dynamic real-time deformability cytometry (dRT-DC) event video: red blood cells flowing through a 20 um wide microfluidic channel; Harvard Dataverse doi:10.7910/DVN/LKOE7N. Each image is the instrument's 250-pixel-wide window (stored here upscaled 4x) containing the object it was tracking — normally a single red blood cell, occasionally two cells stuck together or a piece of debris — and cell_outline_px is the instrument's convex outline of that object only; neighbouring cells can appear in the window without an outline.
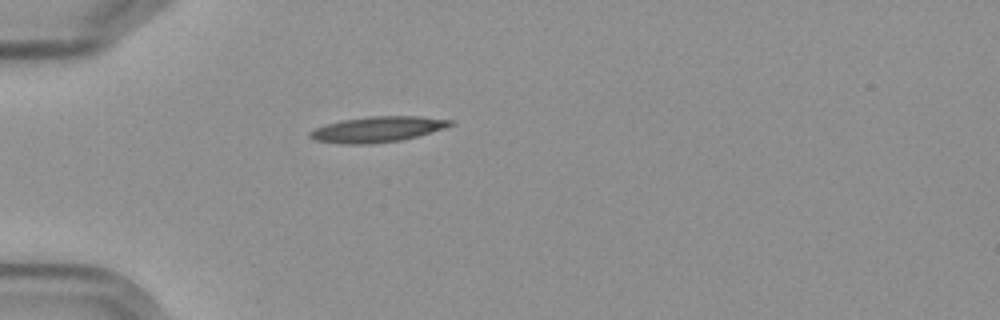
{"species": "Egyptian fruit bat (a non-hibernating species)", "species_latin": "Rousettus aegyptiacus", "temperature_condition": "cold", "stored_images_in_passage": 4, "camera_frame_rate_fps": 3000, "um_per_image_px": 0.085, "frame": {"image": 1, "passage_image": 4, "time_ms": 4.333, "image_size_px": [1000, 320], "cell_outline_px": [[456, 124], [444, 128], [416, 136], [400, 140], [372, 144], [344, 144], [316, 140], [308, 136], [308, 132], [316, 128], [328, 124], [344, 120], [368, 116], [420, 116], [456, 120]], "centroid_in_image_um": [32.14, 10.98], "position_along_channel_um": 52.9, "area_um2": 20.87}}